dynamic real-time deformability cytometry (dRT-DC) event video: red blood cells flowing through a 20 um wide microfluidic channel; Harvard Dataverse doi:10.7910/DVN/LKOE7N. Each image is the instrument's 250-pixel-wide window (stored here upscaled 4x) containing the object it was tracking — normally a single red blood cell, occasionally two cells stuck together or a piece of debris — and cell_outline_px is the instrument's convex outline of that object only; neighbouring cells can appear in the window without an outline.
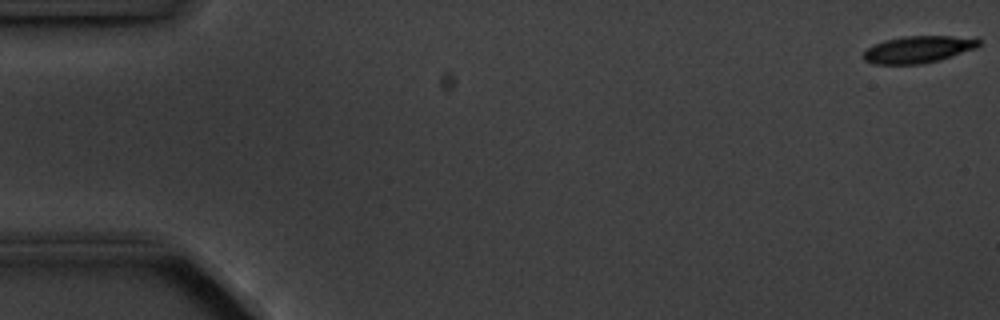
{"species": "common noctule bat (a hibernating species)", "species_latin": "Nyctalus noctula", "temperature_condition": "cold", "stored_images_in_passage": 15, "camera_frame_rate_fps": 3000, "um_per_image_px": 0.085, "animal": {"sex": "male", "body_mass_g": 20.1, "forearm_length_mm": 53.5}, "frame": {"image": 1, "passage_image": 1, "time_ms": 0.0, "image_size_px": [1000, 320], "cell_outline_px": [[980, 44], [976, 48], [940, 60], [920, 64], [872, 64], [864, 60], [864, 52], [868, 48], [884, 40], [904, 36], [976, 36], [980, 40]], "centroid_in_image_um": [78.11, 4.19], "position_along_channel_um": 6.9, "area_um2": 18.26}}
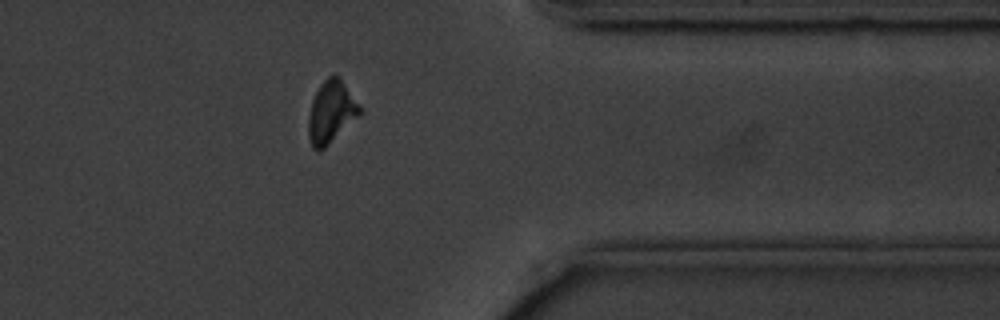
{"frame": {"image": 2, "passage_image": 13, "time_ms": 14.667, "image_size_px": [1000, 320], "cell_outline_px": [[364, 112], [360, 116], [324, 148], [316, 152], [312, 148], [308, 136], [308, 116], [312, 100], [320, 84], [328, 76], [340, 76], [364, 108]], "centroid_in_image_um": [28.19, 9.51], "position_along_channel_um": 383.2, "area_um2": 19.13}}
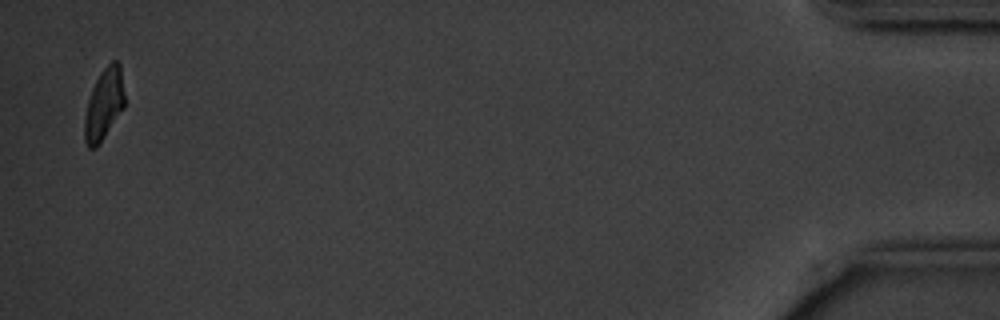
{"frame": {"image": 3, "passage_image": 15, "time_ms": 18.0, "image_size_px": [1000, 320], "cell_outline_px": [[124, 108], [100, 144], [96, 148], [88, 148], [84, 140], [84, 116], [88, 100], [92, 88], [100, 72], [112, 60], [116, 60], [120, 64], [124, 92]], "centroid_in_image_um": [8.83, 8.89], "position_along_channel_um": 426.4, "area_um2": 16.82}, "authors_computed_cell_mechanics": {"area_um2": 18.5538, "velocity_mm_per_s": 3.5924, "shape_relaxation_time_tau1_ms": 3.7448, "shape_relaxation_time_tau2_ms": 9.9916, "deformation_change_tau1": 0.141, "deformation_change_tau2": 0.1786}}